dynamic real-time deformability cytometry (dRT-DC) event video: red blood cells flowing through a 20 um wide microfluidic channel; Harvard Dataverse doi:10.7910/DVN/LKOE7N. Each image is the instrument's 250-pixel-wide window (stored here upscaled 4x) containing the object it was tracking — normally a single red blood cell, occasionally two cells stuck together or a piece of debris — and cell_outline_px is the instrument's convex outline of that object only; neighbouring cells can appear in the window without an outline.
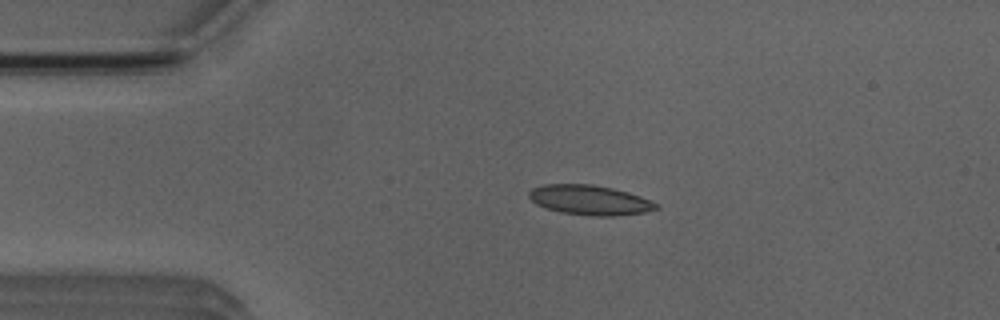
{"species": "Egyptian fruit bat (a non-hibernating species)", "species_latin": "Rousettus aegyptiacus", "temperature_condition": "room temperature", "stored_images_in_passage": 4, "camera_frame_rate_fps": 3000, "um_per_image_px": 0.085, "animal": {"sex": "male"}, "frame": {"image": 1, "passage_image": 3, "time_ms": 2.333, "image_size_px": [1000, 320], "cell_outline_px": [[660, 208], [644, 212], [616, 216], [596, 216], [560, 212], [536, 204], [528, 196], [528, 192], [532, 188], [544, 184], [592, 184], [612, 188], [628, 192], [640, 196], [660, 204]], "centroid_in_image_um": [50.15, 17.0], "position_along_channel_um": 34.9, "area_um2": 22.08}}